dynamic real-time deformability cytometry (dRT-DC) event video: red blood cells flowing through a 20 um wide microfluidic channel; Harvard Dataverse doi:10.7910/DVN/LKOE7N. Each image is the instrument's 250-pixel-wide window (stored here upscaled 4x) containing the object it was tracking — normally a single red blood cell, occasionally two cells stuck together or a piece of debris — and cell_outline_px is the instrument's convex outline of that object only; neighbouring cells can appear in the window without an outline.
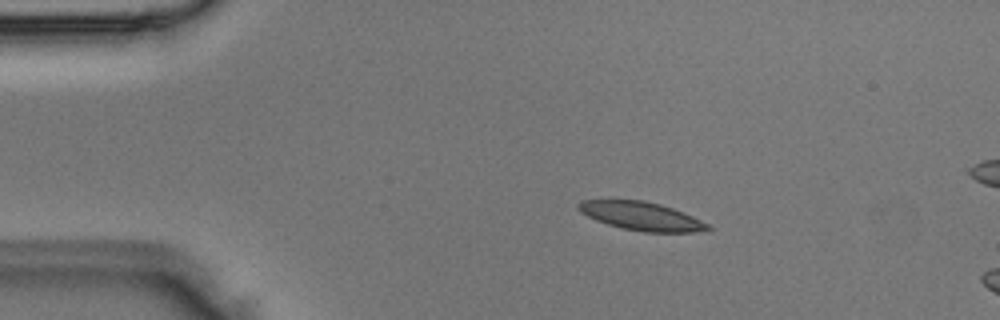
{"species": "Egyptian fruit bat (a non-hibernating species)", "species_latin": "Rousettus aegyptiacus", "temperature_condition": "room temperature", "stored_images_in_passage": 3, "camera_frame_rate_fps": 3000, "um_per_image_px": 0.085, "animal": {"sex": "male"}, "frame": {"image": 1, "passage_image": 1, "time_ms": 0.0, "image_size_px": [1000, 320], "cell_outline_px": [[712, 228], [696, 232], [644, 232], [620, 228], [596, 220], [580, 212], [576, 208], [576, 204], [580, 200], [644, 200], [660, 204], [684, 212], [708, 224]], "centroid_in_image_um": [54.48, 18.36], "position_along_channel_um": 30.5, "area_um2": 21.44}}